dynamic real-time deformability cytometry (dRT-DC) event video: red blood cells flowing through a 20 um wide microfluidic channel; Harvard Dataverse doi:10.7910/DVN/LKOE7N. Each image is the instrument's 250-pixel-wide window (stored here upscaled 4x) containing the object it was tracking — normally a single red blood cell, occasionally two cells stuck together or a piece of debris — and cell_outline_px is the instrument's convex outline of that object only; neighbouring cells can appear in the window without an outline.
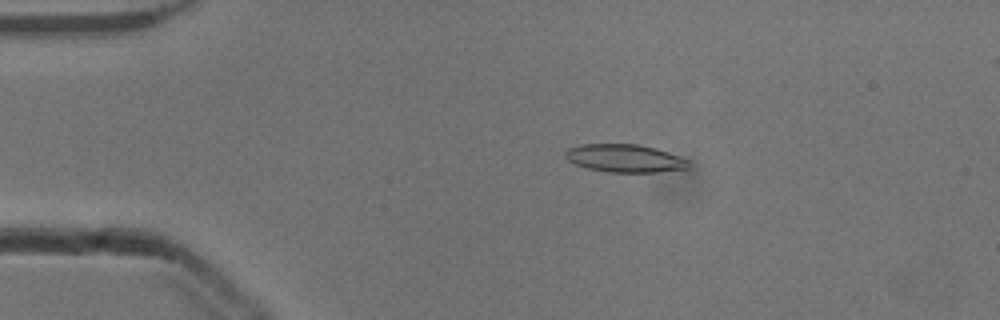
{"species": "common noctule bat (a hibernating species)", "species_latin": "Nyctalus noctula", "temperature_condition": "cold", "stored_images_in_passage": 53, "camera_frame_rate_fps": 3000, "um_per_image_px": 0.085, "animal": {"sex": "male", "body_mass_g": 13.3}, "frame": {"image": 1, "passage_image": 11, "time_ms": 3.333, "image_size_px": [1000, 320], "cell_outline_px": [[688, 168], [656, 172], [608, 172], [588, 168], [576, 164], [568, 160], [564, 156], [564, 152], [568, 148], [580, 144], [636, 144], [656, 148], [680, 156], [688, 160]], "centroid_in_image_um": [53.08, 13.45], "position_along_channel_um": 31.9, "area_um2": 20.0}}
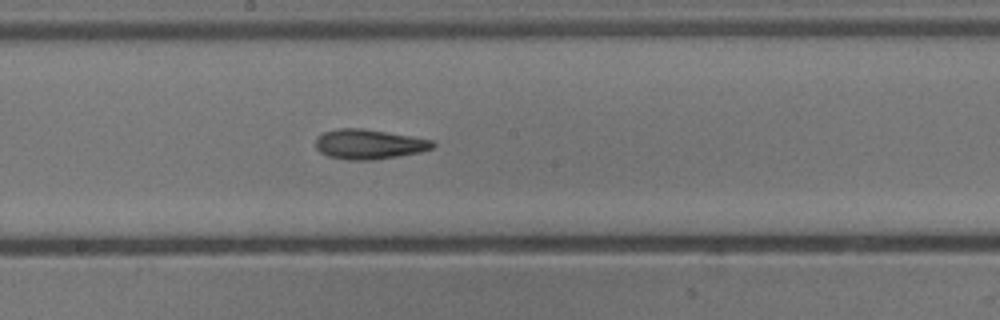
{"frame": {"image": 2, "passage_image": 29, "time_ms": 9.333, "image_size_px": [1000, 320], "cell_outline_px": [[436, 144], [432, 148], [420, 152], [372, 160], [348, 160], [328, 156], [320, 152], [316, 148], [316, 136], [324, 132], [340, 128], [364, 128], [412, 136], [432, 140]], "centroid_in_image_um": [31.34, 12.25], "position_along_channel_um": 216.9, "area_um2": 20.35}}
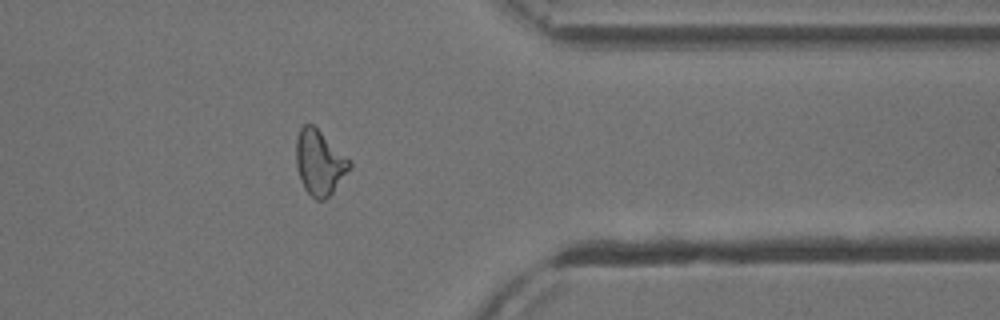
{"frame": {"image": 3, "passage_image": 43, "time_ms": 14.0, "image_size_px": [1000, 320], "cell_outline_px": [[352, 164], [332, 192], [324, 200], [316, 200], [304, 188], [300, 180], [296, 164], [296, 140], [300, 128], [304, 124], [312, 124]], "centroid_in_image_um": [27.1, 13.83], "position_along_channel_um": 384.3, "area_um2": 19.42}, "authors_computed_cell_mechanics": {"area_um2": 19.9988, "velocity_mm_per_s": 3.8734, "shape_relaxation_time_tau1_ms": 7.0236, "shape_relaxation_time_tau2_ms": 4.7239, "deformation_change_tau1": 0.1948, "deformation_change_tau2": 0.1531}}